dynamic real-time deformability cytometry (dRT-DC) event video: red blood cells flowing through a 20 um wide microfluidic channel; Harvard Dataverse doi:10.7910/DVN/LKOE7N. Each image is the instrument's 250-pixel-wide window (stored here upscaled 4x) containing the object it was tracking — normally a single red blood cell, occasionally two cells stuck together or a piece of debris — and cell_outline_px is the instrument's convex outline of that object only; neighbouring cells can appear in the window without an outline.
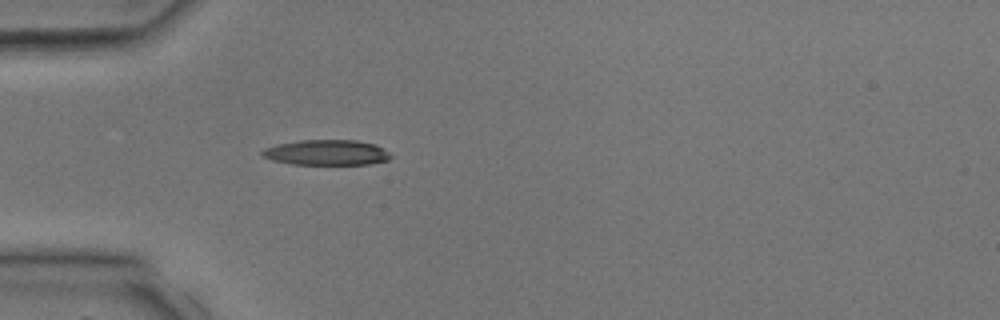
{"species": "common noctule bat (a hibernating species)", "species_latin": "Nyctalus noctula", "temperature_condition": "room temperature", "stored_images_in_passage": 1, "camera_frame_rate_fps": 3000, "um_per_image_px": 0.085, "animal": {"sex": "male", "body_mass_g": 17.9, "forearm_length_mm": 54.2}, "frame": {"image": 1, "passage_image": 1, "time_ms": 0.0, "image_size_px": [1000, 320], "cell_outline_px": [[392, 156], [388, 160], [368, 164], [292, 164], [272, 160], [260, 156], [260, 152], [264, 148], [276, 144], [300, 140], [356, 140], [376, 144], [388, 152]], "centroid_in_image_um": [27.72, 12.96], "position_along_channel_um": 57.3, "area_um2": 19.07}}